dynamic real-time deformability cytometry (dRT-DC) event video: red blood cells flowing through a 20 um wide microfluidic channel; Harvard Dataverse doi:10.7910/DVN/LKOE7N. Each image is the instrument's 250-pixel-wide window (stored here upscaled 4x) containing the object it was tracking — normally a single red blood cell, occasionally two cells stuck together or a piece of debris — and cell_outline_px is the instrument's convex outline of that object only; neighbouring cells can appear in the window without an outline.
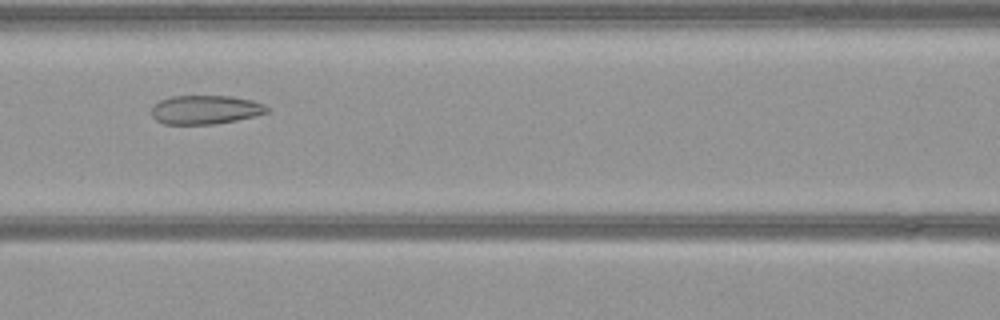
{"species": "common noctule bat (a hibernating species)", "species_latin": "Nyctalus noctula", "temperature_condition": "warm", "stored_images_in_passage": 49, "camera_frame_rate_fps": 3000, "um_per_image_px": 0.085, "animal": {"sex": "female", "body_mass_g": 21.9}, "frame": {"image": 1, "passage_image": 19, "time_ms": 6.0, "image_size_px": [1000, 320], "cell_outline_px": [[268, 112], [236, 120], [212, 124], [164, 124], [156, 120], [152, 116], [152, 108], [160, 100], [172, 96], [232, 96], [252, 100], [264, 104], [268, 108]], "centroid_in_image_um": [17.45, 9.32], "position_along_channel_um": 149.2, "area_um2": 19.25}}
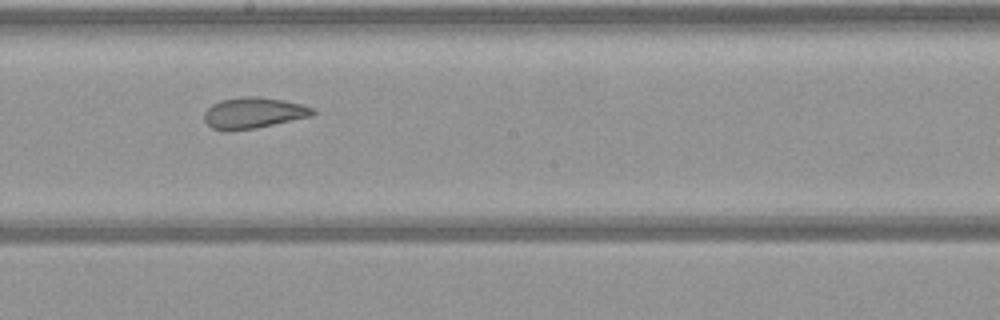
{"frame": {"image": 2, "passage_image": 25, "time_ms": 8.0, "image_size_px": [1000, 320], "cell_outline_px": [[316, 112], [312, 116], [256, 128], [228, 132], [212, 128], [204, 120], [204, 112], [212, 104], [220, 100], [244, 96], [256, 96], [284, 100], [300, 104], [312, 108]], "centroid_in_image_um": [21.51, 9.6], "position_along_channel_um": 226.7, "area_um2": 19.71}}
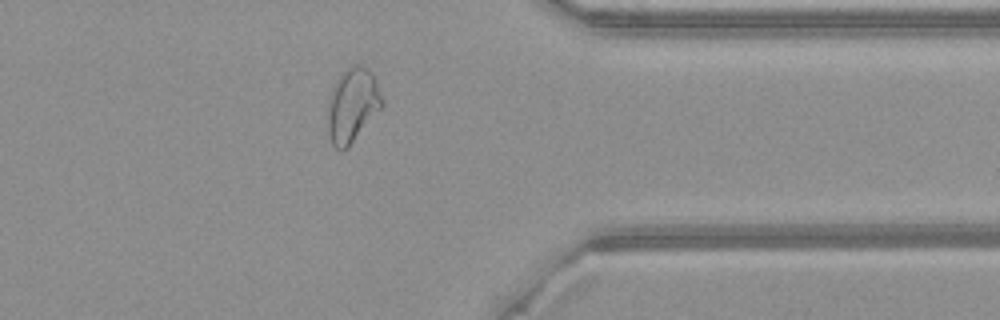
{"frame": {"image": 3, "passage_image": 38, "time_ms": 12.333, "image_size_px": [1000, 320], "cell_outline_px": [[384, 104], [348, 148], [340, 152], [332, 144], [328, 132], [328, 100], [332, 88], [336, 80], [352, 64], [360, 64], [368, 68], [372, 72], [376, 80], [384, 100]], "centroid_in_image_um": [29.96, 8.94], "position_along_channel_um": 381.4, "area_um2": 23.58}}